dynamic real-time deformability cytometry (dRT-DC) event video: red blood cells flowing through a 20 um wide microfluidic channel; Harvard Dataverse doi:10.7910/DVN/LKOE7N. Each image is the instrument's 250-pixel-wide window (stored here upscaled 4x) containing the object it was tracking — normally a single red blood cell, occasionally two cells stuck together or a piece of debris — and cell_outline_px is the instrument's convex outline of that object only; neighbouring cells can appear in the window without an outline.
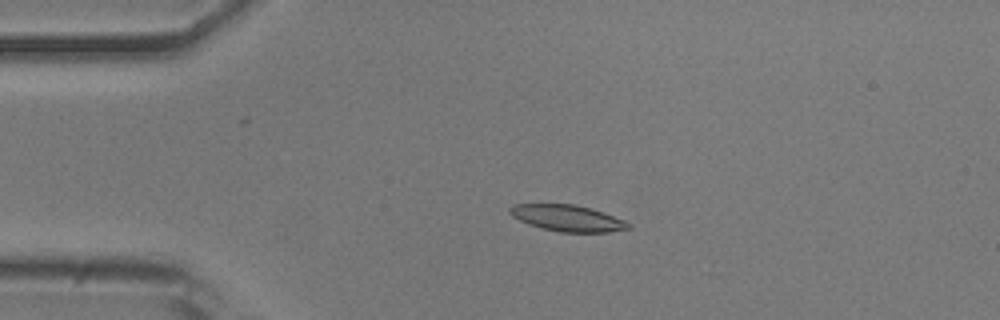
{"species": "common noctule bat (a hibernating species)", "species_latin": "Nyctalus noctula", "temperature_condition": "room temperature", "stored_images_in_passage": 5, "camera_frame_rate_fps": 3000, "um_per_image_px": 0.085, "animal": {"sex": "male", "body_mass_g": 20.5, "forearm_length_mm": 52.5}, "frame": {"image": 1, "passage_image": 4, "time_ms": 3.333, "image_size_px": [1000, 320], "cell_outline_px": [[632, 228], [608, 232], [560, 232], [528, 224], [512, 216], [508, 212], [508, 208], [512, 204], [576, 204], [592, 208], [604, 212], [624, 220], [632, 224]], "centroid_in_image_um": [48.26, 18.53], "position_along_channel_um": 36.7, "area_um2": 18.32}}